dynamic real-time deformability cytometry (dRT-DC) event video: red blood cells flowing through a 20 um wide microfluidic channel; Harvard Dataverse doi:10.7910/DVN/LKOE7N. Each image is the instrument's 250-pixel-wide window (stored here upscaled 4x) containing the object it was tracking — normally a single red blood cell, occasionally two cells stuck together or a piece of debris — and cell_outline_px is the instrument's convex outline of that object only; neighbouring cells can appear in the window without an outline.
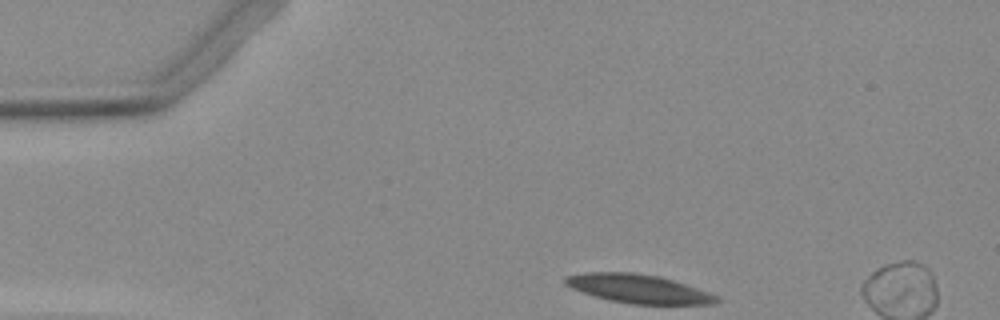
{"species": "Egyptian fruit bat (a non-hibernating species)", "species_latin": "Rousettus aegyptiacus", "temperature_condition": "warm", "stored_images_in_passage": 7, "segment_of_instrument_passage": [1, 2], "camera_frame_rate_fps": 3000, "um_per_image_px": 0.085, "animal": {"sex": "female"}, "frame": {"image": 1, "passage_image": 1, "time_ms": 0.0, "image_size_px": [1000, 320], "cell_outline_px": [[720, 300], [712, 304], [632, 304], [608, 300], [572, 288], [564, 284], [564, 276], [584, 272], [632, 272], [660, 276], [720, 296]], "centroid_in_image_um": [54.25, 24.54], "position_along_channel_um": 30.8, "area_um2": 25.2}}